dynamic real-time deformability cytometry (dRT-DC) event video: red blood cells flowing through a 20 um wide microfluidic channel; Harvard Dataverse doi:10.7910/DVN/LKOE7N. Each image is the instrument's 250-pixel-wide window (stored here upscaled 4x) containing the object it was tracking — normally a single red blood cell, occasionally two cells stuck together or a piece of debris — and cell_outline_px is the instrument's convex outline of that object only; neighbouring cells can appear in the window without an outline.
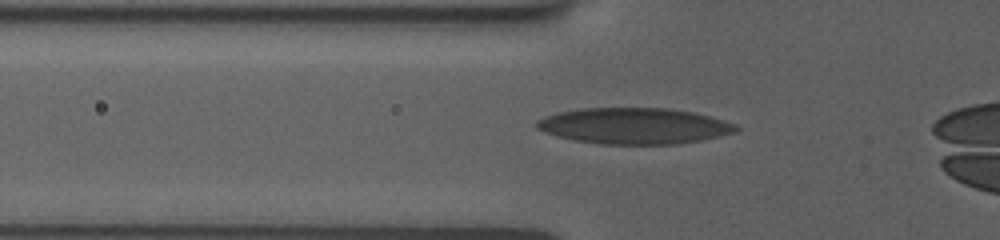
{"species": "human", "species_latin": "Homo sapiens", "temperature_condition": "room temperature", "stored_images_in_passage": 33, "camera_frame_rate_fps": 3000, "um_per_image_px": 0.085, "donor": {"sex": "female"}, "frame": {"image": 1, "passage_image": 3, "time_ms": 0.667, "image_size_px": [1000, 240], "cell_outline_px": [[740, 128], [736, 132], [700, 140], [676, 144], [600, 144], [576, 140], [556, 136], [544, 132], [536, 128], [536, 120], [560, 112], [580, 108], [668, 108], [692, 112], [708, 116], [736, 124]], "centroid_in_image_um": [53.89, 10.7], "position_along_channel_um": 71.9, "area_um2": 41.67}}
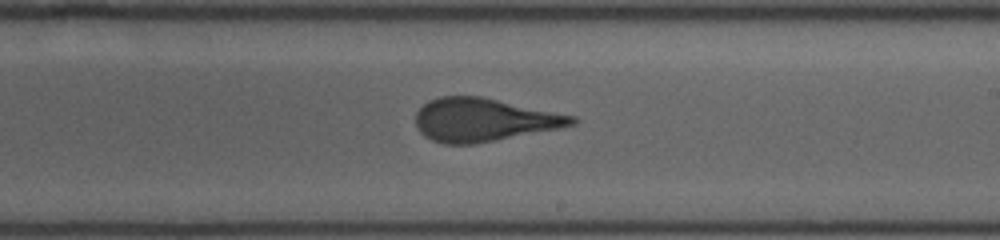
{"frame": {"image": 2, "passage_image": 17, "time_ms": 5.333, "image_size_px": [1000, 240], "cell_outline_px": [[580, 120], [576, 124], [476, 144], [444, 144], [432, 140], [424, 136], [420, 132], [416, 124], [416, 112], [428, 100], [440, 96], [480, 96], [576, 116]], "centroid_in_image_um": [41.09, 10.18], "position_along_channel_um": 247.9, "area_um2": 39.13}}
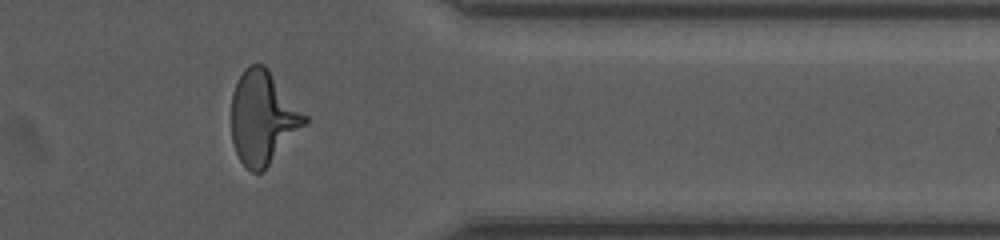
{"frame": {"image": 3, "passage_image": 29, "time_ms": 9.333, "image_size_px": [1000, 240], "cell_outline_px": [[308, 124], [264, 172], [252, 172], [240, 160], [236, 152], [232, 140], [232, 92], [244, 68], [252, 64], [264, 64], [268, 68], [308, 116]], "centroid_in_image_um": [22.39, 10.03], "position_along_channel_um": 389.0, "area_um2": 40.29}}